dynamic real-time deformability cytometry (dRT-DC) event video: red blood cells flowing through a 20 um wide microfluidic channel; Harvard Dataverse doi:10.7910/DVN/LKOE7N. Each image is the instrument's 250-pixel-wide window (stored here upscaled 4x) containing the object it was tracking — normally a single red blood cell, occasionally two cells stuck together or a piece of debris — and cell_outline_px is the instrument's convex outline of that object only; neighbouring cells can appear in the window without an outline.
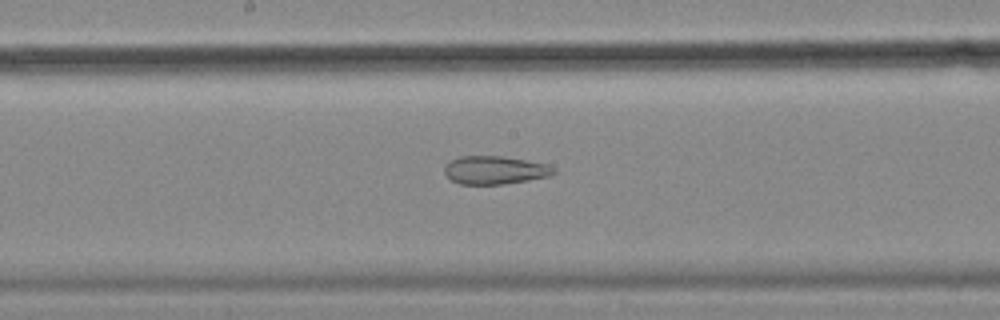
{"species": "common noctule bat (a hibernating species)", "species_latin": "Nyctalus noctula", "temperature_condition": "cold", "stored_images_in_passage": 57, "segment_of_instrument_passage": [2, 2], "camera_frame_rate_fps": 3000, "um_per_image_px": 0.085, "animal": {"sex": "female", "body_mass_g": 18.4}, "frame": {"image": 1, "passage_image": 30, "time_ms": 9.667, "image_size_px": [1000, 320], "cell_outline_px": [[556, 172], [552, 176], [504, 184], [460, 184], [452, 180], [444, 172], [444, 168], [452, 160], [460, 156], [504, 156], [548, 164]], "centroid_in_image_um": [42.09, 14.46], "position_along_channel_um": 206.1, "area_um2": 17.86}}
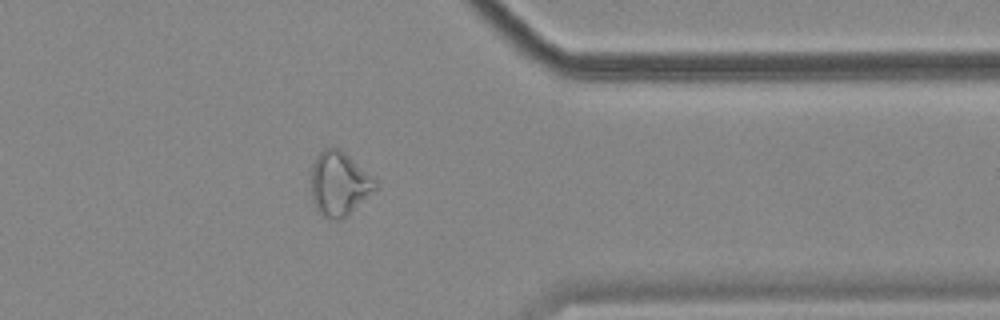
{"frame": {"image": 2, "passage_image": 46, "time_ms": 15.0, "image_size_px": [1000, 320], "cell_outline_px": [[376, 188], [348, 216], [336, 220], [324, 216], [316, 208], [312, 200], [312, 164], [316, 156], [324, 148], [340, 148], [372, 176], [376, 180]], "centroid_in_image_um": [28.82, 15.61], "position_along_channel_um": 382.6, "area_um2": 23.7}}
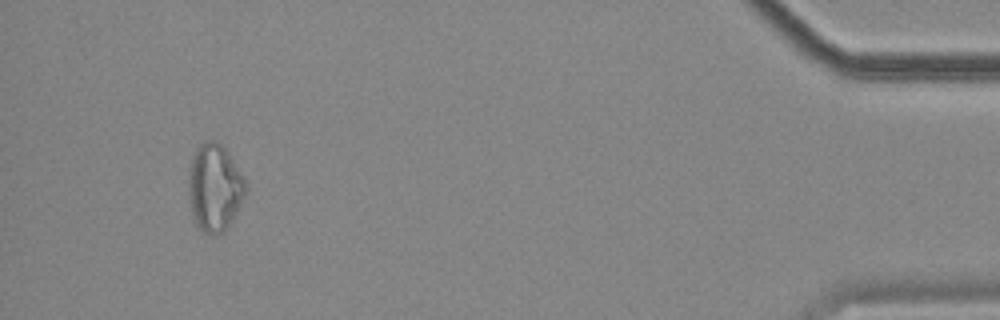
{"frame": {"image": 3, "passage_image": 54, "time_ms": 17.667, "image_size_px": [1000, 320], "cell_outline_px": [[244, 192], [232, 220], [224, 232], [204, 232], [196, 224], [188, 200], [188, 172], [192, 156], [196, 148], [204, 140], [216, 140], [228, 152], [244, 180]], "centroid_in_image_um": [18.17, 15.89], "position_along_channel_um": 417.0, "area_um2": 28.44}}